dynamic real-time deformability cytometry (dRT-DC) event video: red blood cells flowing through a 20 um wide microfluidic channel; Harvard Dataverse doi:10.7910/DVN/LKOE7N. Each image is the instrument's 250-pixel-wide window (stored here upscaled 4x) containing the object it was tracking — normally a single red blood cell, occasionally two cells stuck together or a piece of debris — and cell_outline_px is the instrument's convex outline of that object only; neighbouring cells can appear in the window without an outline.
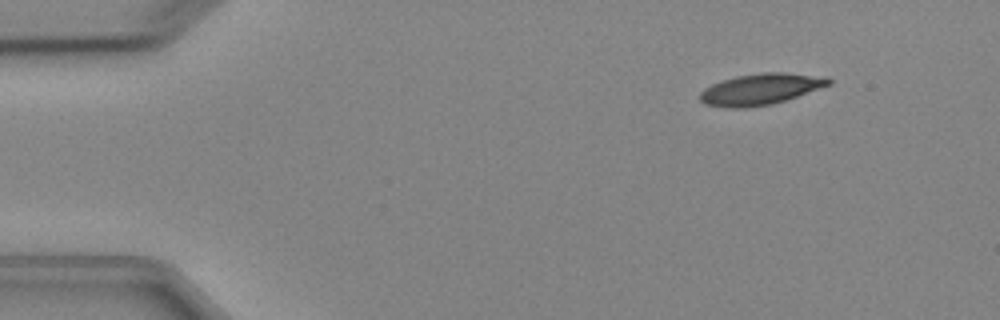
{"species": "Egyptian fruit bat (a non-hibernating species)", "species_latin": "Rousettus aegyptiacus", "temperature_condition": "cold", "stored_images_in_passage": 5, "camera_frame_rate_fps": 3000, "um_per_image_px": 0.085, "animal": {"sex": "female"}, "frame": {"image": 1, "passage_image": 1, "time_ms": 0.0, "image_size_px": [1000, 320], "cell_outline_px": [[832, 84], [772, 104], [748, 108], [728, 108], [704, 104], [700, 100], [700, 92], [704, 88], [712, 84], [736, 76], [760, 72], [784, 72], [828, 76], [832, 80]], "centroid_in_image_um": [64.66, 7.57], "position_along_channel_um": 20.3, "area_um2": 23.52}}